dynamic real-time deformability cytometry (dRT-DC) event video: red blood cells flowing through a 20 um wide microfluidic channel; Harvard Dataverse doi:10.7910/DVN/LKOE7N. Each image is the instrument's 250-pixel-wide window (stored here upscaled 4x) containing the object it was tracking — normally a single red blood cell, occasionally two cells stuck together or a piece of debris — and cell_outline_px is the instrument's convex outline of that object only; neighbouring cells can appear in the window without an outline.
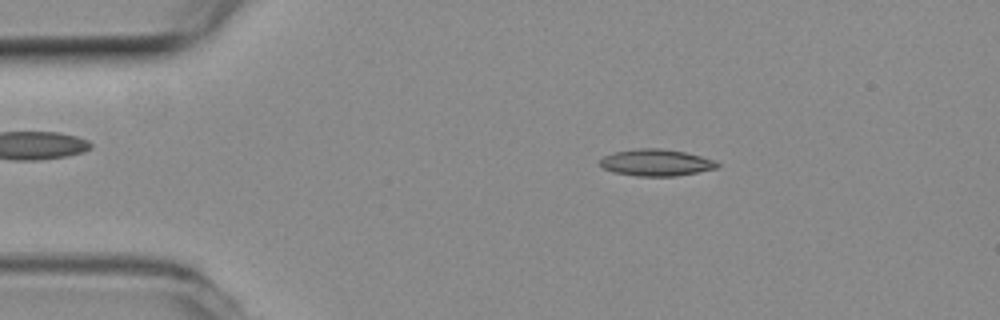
{"species": "common noctule bat (a hibernating species)", "species_latin": "Nyctalus noctula", "temperature_condition": "room temperature", "stored_images_in_passage": 51, "camera_frame_rate_fps": 3000, "um_per_image_px": 0.085, "animal": {"sex": "female", "body_mass_g": 19.3, "forearm_length_mm": 54.1}, "frame": {"image": 1, "passage_image": 8, "time_ms": 2.333, "image_size_px": [1000, 320], "cell_outline_px": [[720, 164], [716, 168], [676, 176], [636, 176], [612, 172], [604, 168], [600, 164], [600, 160], [604, 156], [612, 152], [636, 148], [660, 148], [684, 152], [700, 156], [712, 160]], "centroid_in_image_um": [55.71, 13.82], "position_along_channel_um": 29.3, "area_um2": 18.15}}
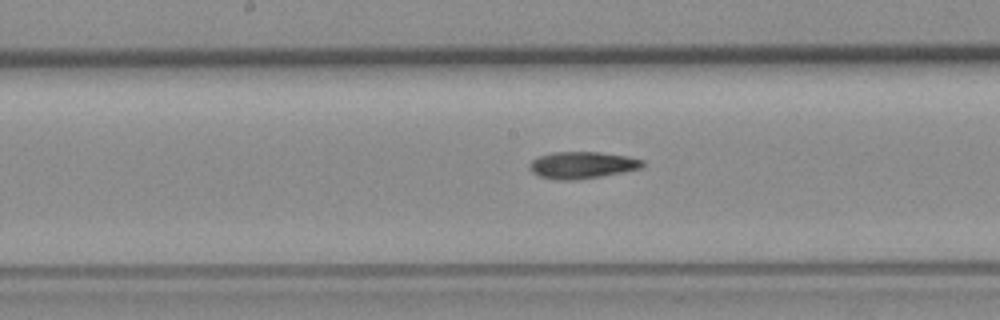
{"frame": {"image": 2, "passage_image": 25, "time_ms": 8.0, "image_size_px": [1000, 320], "cell_outline_px": [[644, 164], [640, 168], [624, 172], [600, 176], [572, 180], [556, 180], [540, 176], [532, 172], [528, 164], [532, 160], [540, 156], [552, 152], [600, 152], [628, 156], [644, 160]], "centroid_in_image_um": [49.48, 14.02], "position_along_channel_um": 198.7, "area_um2": 17.63}}
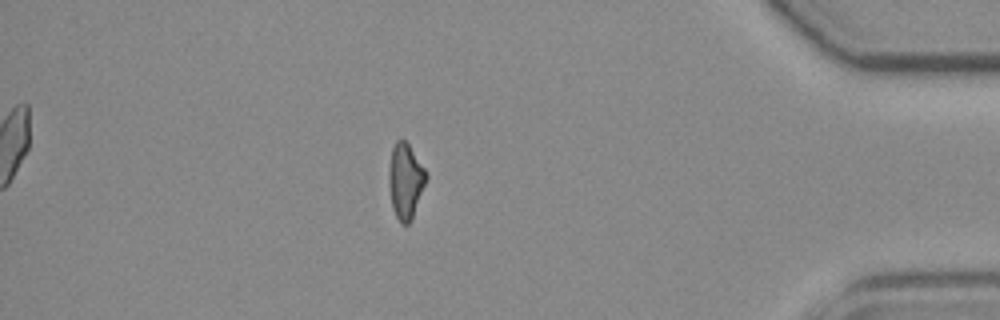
{"frame": {"image": 3, "passage_image": 44, "time_ms": 14.333, "image_size_px": [1000, 320], "cell_outline_px": [[428, 176], [412, 220], [408, 224], [400, 224], [392, 208], [388, 184], [388, 172], [392, 148], [396, 140], [404, 140], [408, 144], [428, 172]], "centroid_in_image_um": [34.46, 15.4], "position_along_channel_um": 400.7, "area_um2": 16.59}}